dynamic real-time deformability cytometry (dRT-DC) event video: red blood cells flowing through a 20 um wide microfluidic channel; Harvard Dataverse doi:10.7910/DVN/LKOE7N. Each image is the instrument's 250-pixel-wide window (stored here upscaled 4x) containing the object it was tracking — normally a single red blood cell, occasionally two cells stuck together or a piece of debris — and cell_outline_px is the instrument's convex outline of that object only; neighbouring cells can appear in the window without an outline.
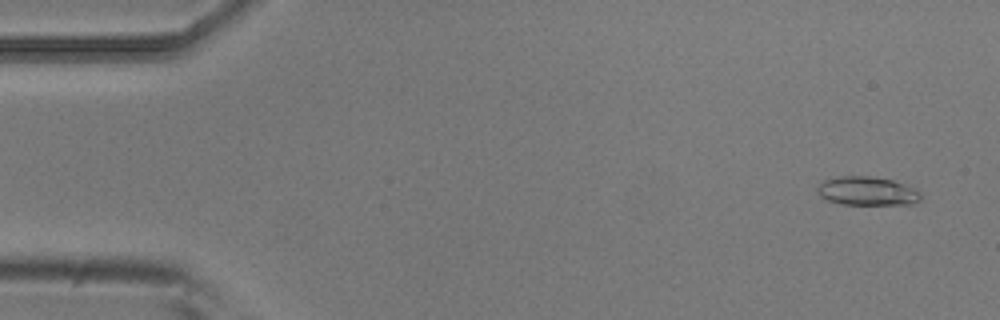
{"species": "common noctule bat (a hibernating species)", "species_latin": "Nyctalus noctula", "temperature_condition": "room temperature", "stored_images_in_passage": 9, "camera_frame_rate_fps": 3000, "um_per_image_px": 0.085, "animal": {"sex": "male", "body_mass_g": 20.5, "forearm_length_mm": 52.5}, "frame": {"image": 1, "passage_image": 1, "time_ms": 0.0, "image_size_px": [1000, 320], "cell_outline_px": [[920, 200], [912, 204], [840, 204], [828, 200], [820, 196], [816, 192], [816, 188], [824, 180], [840, 176], [872, 176], [892, 180], [916, 188], [920, 192]], "centroid_in_image_um": [73.7, 16.23], "position_along_channel_um": 11.3, "area_um2": 17.34}}